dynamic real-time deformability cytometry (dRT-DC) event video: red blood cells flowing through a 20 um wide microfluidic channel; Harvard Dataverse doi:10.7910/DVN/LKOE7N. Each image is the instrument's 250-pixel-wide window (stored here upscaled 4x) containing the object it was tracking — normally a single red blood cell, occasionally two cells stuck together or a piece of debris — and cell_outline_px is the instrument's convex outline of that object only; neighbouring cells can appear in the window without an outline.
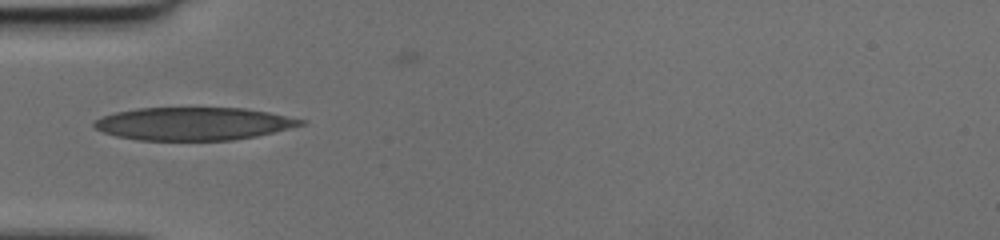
{"species": "human", "species_latin": "Homo sapiens", "temperature_condition": "cold", "stored_images_in_passage": 34, "camera_frame_rate_fps": 3000, "um_per_image_px": 0.085, "donor": {"sex": "female"}, "frame": {"image": 1, "passage_image": 1, "time_ms": 0.0, "image_size_px": [1000, 240], "cell_outline_px": [[308, 120], [304, 124], [256, 136], [236, 140], [136, 140], [116, 136], [104, 132], [96, 128], [92, 124], [100, 116], [116, 112], [136, 108], [244, 108], [268, 112]], "centroid_in_image_um": [16.43, 10.51], "position_along_channel_um": 68.6, "area_um2": 39.54}}
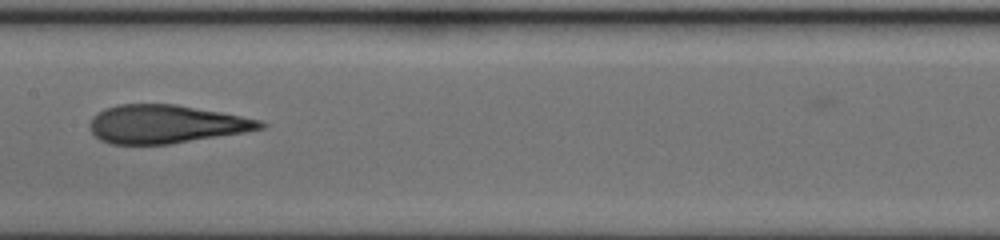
{"frame": {"image": 2, "passage_image": 10, "time_ms": 3.0, "image_size_px": [1000, 240], "cell_outline_px": [[268, 124], [264, 128], [244, 132], [172, 144], [112, 144], [100, 140], [88, 128], [88, 124], [100, 112], [108, 108], [120, 104], [176, 104], [220, 112], [260, 120]], "centroid_in_image_um": [14.11, 10.56], "position_along_channel_um": 193.3, "area_um2": 37.8}}
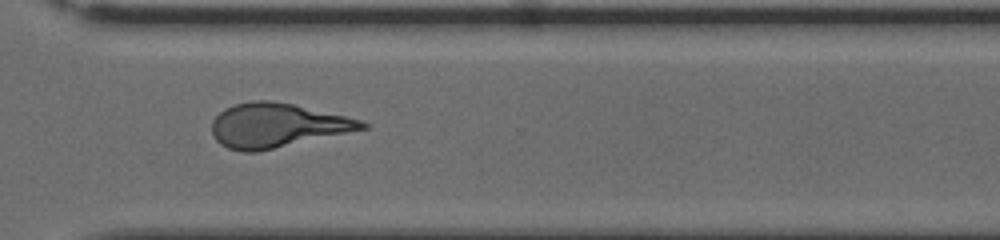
{"frame": {"image": 3, "passage_image": 21, "time_ms": 6.667, "image_size_px": [1000, 240], "cell_outline_px": [[368, 128], [256, 152], [244, 152], [228, 148], [220, 144], [212, 136], [212, 120], [224, 108], [232, 104], [252, 100], [268, 100], [292, 104], [344, 116], [360, 120], [368, 124]], "centroid_in_image_um": [23.48, 10.65], "position_along_channel_um": 347.1, "area_um2": 38.32}}